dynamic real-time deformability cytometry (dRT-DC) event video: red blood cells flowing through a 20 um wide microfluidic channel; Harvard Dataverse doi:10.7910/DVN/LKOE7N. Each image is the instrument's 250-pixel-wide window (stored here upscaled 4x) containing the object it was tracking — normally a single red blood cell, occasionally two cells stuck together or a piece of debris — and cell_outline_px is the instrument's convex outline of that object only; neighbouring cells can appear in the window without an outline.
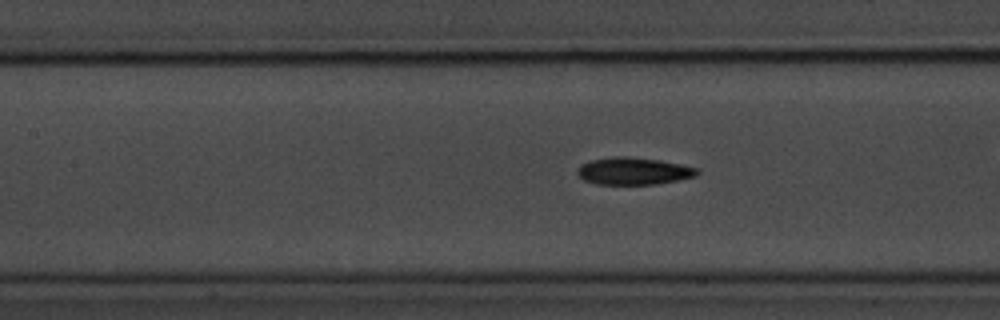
{"species": "common noctule bat (a hibernating species)", "species_latin": "Nyctalus noctula", "temperature_condition": "room temperature", "stored_images_in_passage": 58, "camera_frame_rate_fps": 3000, "um_per_image_px": 0.085, "animal": {"sex": "male", "body_mass_g": 20.1, "forearm_length_mm": 53.5}, "frame": {"image": 1, "passage_image": 25, "time_ms": 8.0, "image_size_px": [1000, 320], "cell_outline_px": [[700, 172], [696, 176], [656, 184], [596, 184], [584, 180], [576, 172], [580, 164], [592, 160], [616, 156], [624, 156], [660, 160], [700, 168]], "centroid_in_image_um": [53.86, 14.54], "position_along_channel_um": 153.5, "area_um2": 18.96}, "authors_computed_cell_mechanics": {"area_um2": 18.5538, "velocity_mm_per_s": 3.573, "shape_relaxation_time_tau1_ms": 3.2043, "shape_relaxation_time_tau2_ms": 5.4165, "deformation_change_tau1": 0.1505, "deformation_change_tau2": 0.124}}